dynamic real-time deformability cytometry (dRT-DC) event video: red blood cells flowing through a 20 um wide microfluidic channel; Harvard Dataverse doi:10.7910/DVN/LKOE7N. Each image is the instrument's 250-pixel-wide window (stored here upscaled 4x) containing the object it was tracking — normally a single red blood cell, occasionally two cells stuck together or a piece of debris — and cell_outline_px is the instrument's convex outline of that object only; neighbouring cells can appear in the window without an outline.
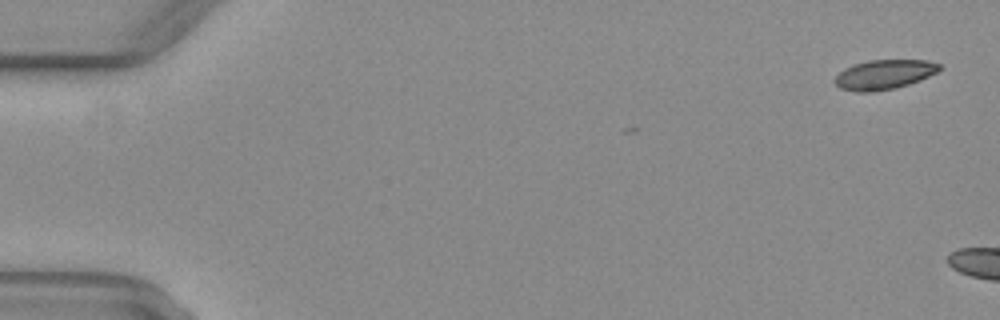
{"species": "common noctule bat (a hibernating species)", "species_latin": "Nyctalus noctula", "temperature_condition": "warm", "stored_images_in_passage": 5, "camera_frame_rate_fps": 3000, "um_per_image_px": 0.085, "animal": {"sex": "female", "body_mass_g": 29.2, "forearm_length_mm": 56.3}, "frame": {"image": 1, "passage_image": 2, "time_ms": 0.333, "image_size_px": [1000, 320], "cell_outline_px": [[940, 68], [936, 72], [920, 80], [896, 88], [872, 92], [856, 92], [840, 88], [832, 80], [844, 68], [852, 64], [868, 60], [928, 60], [940, 64]], "centroid_in_image_um": [75.11, 6.33], "position_along_channel_um": 9.9, "area_um2": 18.09}}